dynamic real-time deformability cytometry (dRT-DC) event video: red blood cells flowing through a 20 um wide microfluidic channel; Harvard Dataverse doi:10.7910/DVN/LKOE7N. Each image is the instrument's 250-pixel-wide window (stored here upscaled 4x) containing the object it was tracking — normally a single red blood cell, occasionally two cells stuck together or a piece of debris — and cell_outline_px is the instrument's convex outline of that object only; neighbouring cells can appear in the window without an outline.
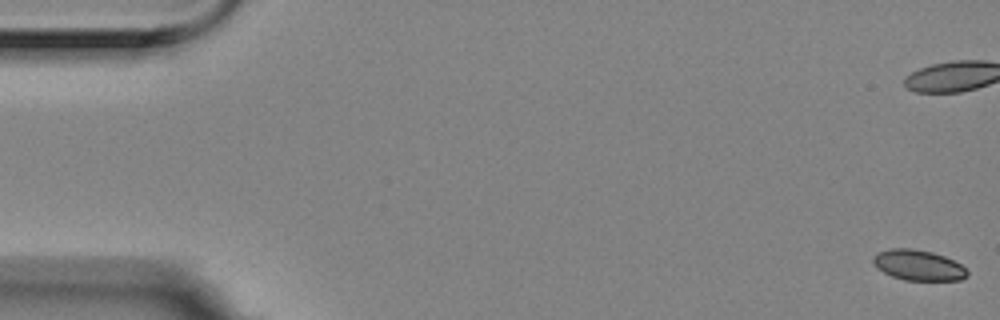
{"species": "Egyptian fruit bat (a non-hibernating species)", "species_latin": "Rousettus aegyptiacus", "temperature_condition": "room temperature", "stored_images_in_passage": 16, "camera_frame_rate_fps": 3000, "um_per_image_px": 0.085, "animal": {"sex": "female"}, "frame": {"image": 1, "passage_image": 1, "time_ms": 0.0, "image_size_px": [1000, 320], "cell_outline_px": [[968, 276], [960, 280], [904, 280], [892, 276], [876, 268], [872, 260], [872, 256], [876, 252], [892, 248], [912, 248], [932, 252], [944, 256], [960, 264], [968, 272]], "centroid_in_image_um": [78.02, 22.53], "position_along_channel_um": 7.0, "area_um2": 16.76}}
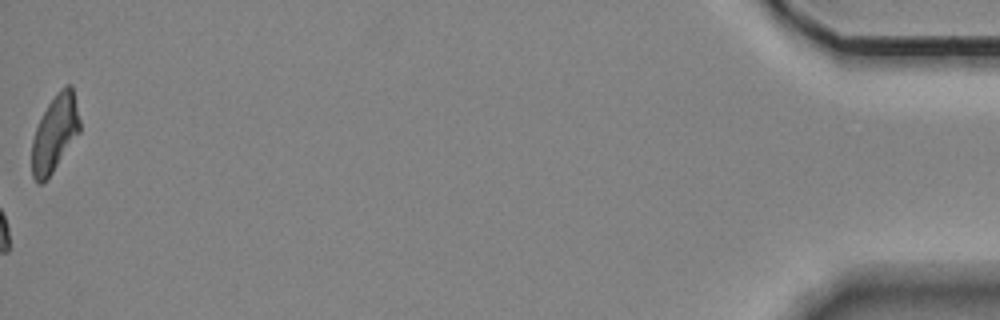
{"frame": {"image": 2, "passage_image": 16, "time_ms": 5.0, "image_size_px": [1000, 320], "cell_outline_px": [[80, 132], [44, 184], [36, 184], [32, 176], [32, 140], [36, 128], [48, 104], [60, 88], [64, 84], [72, 84], [80, 120]], "centroid_in_image_um": [4.66, 11.35], "position_along_channel_um": 430.5, "area_um2": 21.44}}